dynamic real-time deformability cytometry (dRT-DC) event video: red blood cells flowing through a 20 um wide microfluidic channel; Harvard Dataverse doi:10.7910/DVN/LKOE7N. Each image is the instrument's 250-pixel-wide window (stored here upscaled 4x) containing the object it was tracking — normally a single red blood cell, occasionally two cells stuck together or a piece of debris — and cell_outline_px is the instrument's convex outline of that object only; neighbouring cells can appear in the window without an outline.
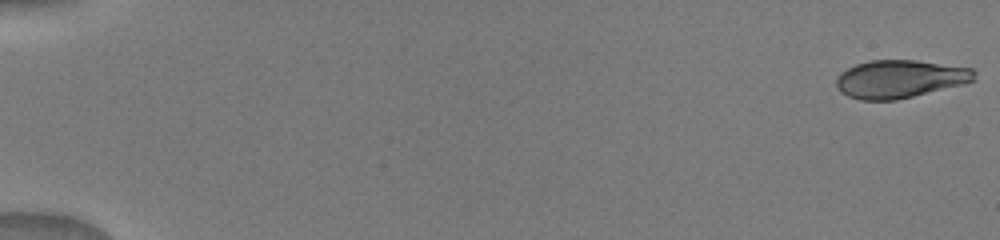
{"species": "human", "species_latin": "Homo sapiens", "temperature_condition": "warm", "stored_images_in_passage": 25, "camera_frame_rate_fps": 3000, "um_per_image_px": 0.085, "donor": {"sex": "male"}, "frame": {"image": 1, "passage_image": 1, "time_ms": 0.0, "image_size_px": [1000, 240], "cell_outline_px": [[976, 80], [964, 84], [896, 100], [860, 100], [848, 96], [840, 92], [836, 88], [836, 76], [840, 72], [856, 64], [872, 60], [916, 60], [972, 68], [976, 72]], "centroid_in_image_um": [76.48, 6.71], "position_along_channel_um": 8.5, "area_um2": 30.69}}
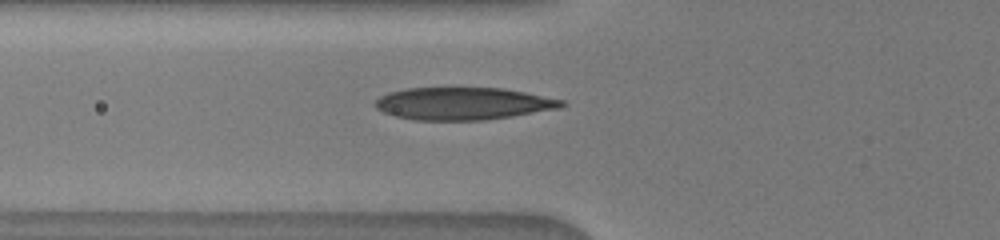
{"frame": {"image": 2, "passage_image": 18, "time_ms": 6.333, "image_size_px": [1000, 240], "cell_outline_px": [[568, 104], [560, 108], [512, 116], [484, 120], [416, 120], [396, 116], [384, 112], [376, 108], [372, 104], [380, 96], [388, 92], [408, 88], [504, 88], [564, 100]], "centroid_in_image_um": [39.36, 8.8], "position_along_channel_um": 86.4, "area_um2": 35.2}}
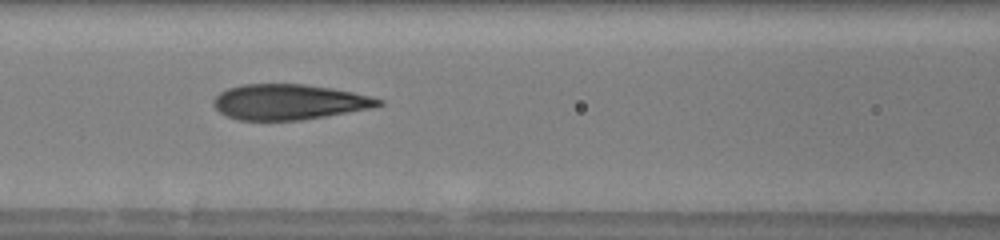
{"frame": {"image": 3, "passage_image": 22, "time_ms": 7.667, "image_size_px": [1000, 240], "cell_outline_px": [[384, 104], [372, 108], [300, 120], [240, 120], [228, 116], [220, 112], [212, 104], [212, 100], [220, 92], [228, 88], [240, 84], [304, 84], [332, 88], [352, 92], [384, 100]], "centroid_in_image_um": [24.55, 8.66], "position_along_channel_um": 142.1, "area_um2": 33.93}}